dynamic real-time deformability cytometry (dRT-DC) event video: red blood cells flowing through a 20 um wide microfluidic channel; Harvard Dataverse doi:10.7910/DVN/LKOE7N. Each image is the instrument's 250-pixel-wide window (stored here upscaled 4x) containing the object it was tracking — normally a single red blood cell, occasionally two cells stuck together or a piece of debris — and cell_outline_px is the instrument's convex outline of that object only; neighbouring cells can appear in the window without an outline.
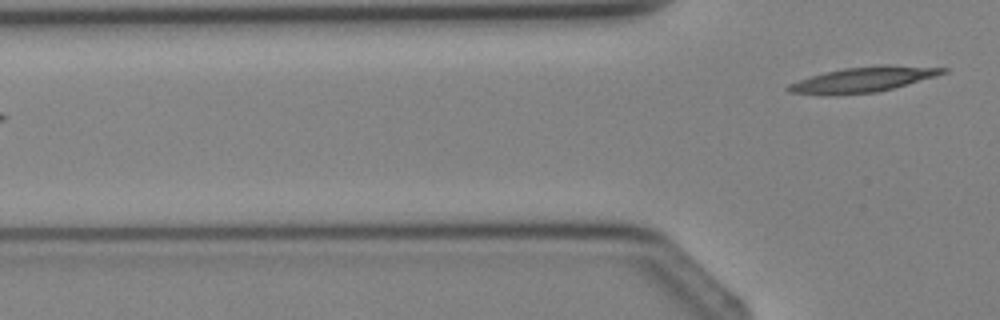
{"species": "Egyptian fruit bat (a non-hibernating species)", "species_latin": "Rousettus aegyptiacus", "temperature_condition": "cold", "stored_images_in_passage": 3, "camera_frame_rate_fps": 3000, "um_per_image_px": 0.085, "animal": {"sex": "female"}, "frame": {"image": 1, "passage_image": 3, "time_ms": 2.667, "image_size_px": [1000, 320], "cell_outline_px": [[948, 72], [936, 76], [892, 88], [876, 92], [840, 96], [832, 96], [788, 92], [784, 88], [788, 84], [824, 72], [844, 68], [880, 64], [888, 64], [948, 68]], "centroid_in_image_um": [73.34, 6.76], "position_along_channel_um": 52.5, "area_um2": 23.0}}